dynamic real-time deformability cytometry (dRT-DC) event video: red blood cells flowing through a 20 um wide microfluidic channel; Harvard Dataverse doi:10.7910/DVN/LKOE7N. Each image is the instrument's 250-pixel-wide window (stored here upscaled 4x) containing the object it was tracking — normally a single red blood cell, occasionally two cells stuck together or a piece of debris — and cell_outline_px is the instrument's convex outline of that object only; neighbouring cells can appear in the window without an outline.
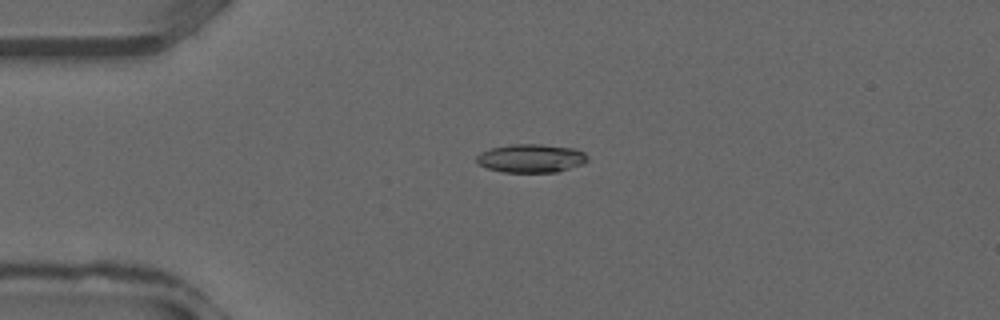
{"species": "common noctule bat (a hibernating species)", "species_latin": "Nyctalus noctula", "temperature_condition": "warm", "stored_images_in_passage": 37, "camera_frame_rate_fps": 3000, "um_per_image_px": 0.085, "animal": {"sex": "male", "forearm_length_mm": 52.5}, "frame": {"image": 1, "passage_image": 9, "time_ms": 2.667, "image_size_px": [1000, 320], "cell_outline_px": [[588, 160], [584, 164], [556, 172], [504, 172], [488, 168], [480, 164], [476, 160], [476, 156], [480, 152], [492, 148], [512, 144], [540, 144], [576, 148], [584, 152], [588, 156]], "centroid_in_image_um": [45.18, 13.45], "position_along_channel_um": 39.8, "area_um2": 18.44}}
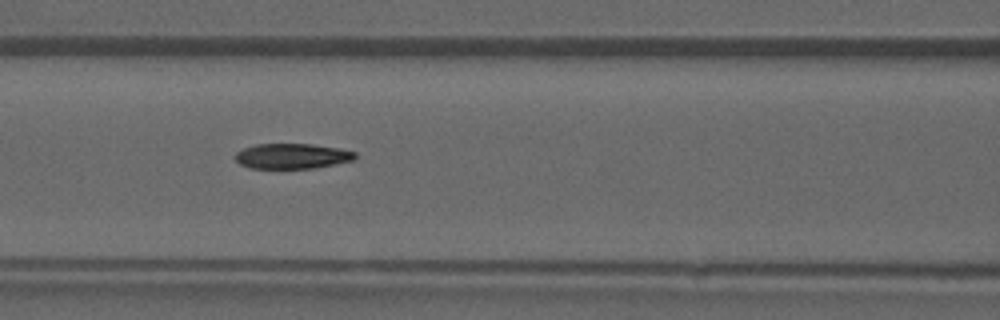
{"frame": {"image": 2, "passage_image": 16, "time_ms": 5.0, "image_size_px": [1000, 320], "cell_outline_px": [[356, 160], [312, 168], [248, 168], [240, 164], [232, 156], [236, 152], [244, 148], [256, 144], [312, 144], [340, 148], [356, 152]], "centroid_in_image_um": [24.82, 13.26], "position_along_channel_um": 141.8, "area_um2": 17.74}}
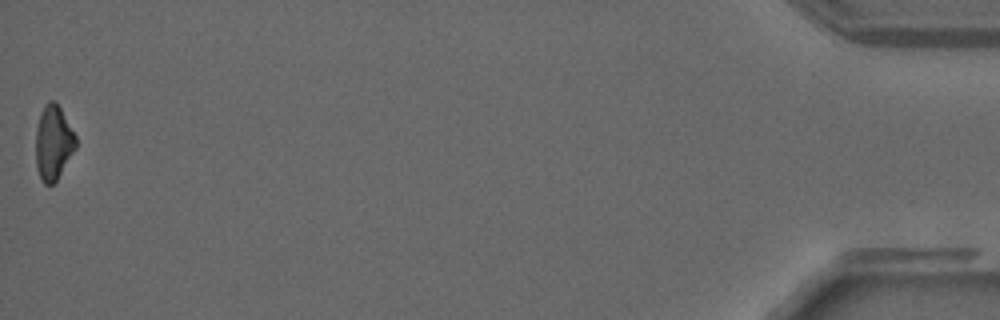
{"frame": {"image": 3, "passage_image": 37, "time_ms": 12.0, "image_size_px": [1000, 320], "cell_outline_px": [[76, 148], [56, 180], [52, 184], [44, 184], [36, 168], [36, 128], [44, 104], [48, 100], [56, 100], [76, 136]], "centroid_in_image_um": [4.53, 12.09], "position_along_channel_um": 430.7, "area_um2": 17.28}}